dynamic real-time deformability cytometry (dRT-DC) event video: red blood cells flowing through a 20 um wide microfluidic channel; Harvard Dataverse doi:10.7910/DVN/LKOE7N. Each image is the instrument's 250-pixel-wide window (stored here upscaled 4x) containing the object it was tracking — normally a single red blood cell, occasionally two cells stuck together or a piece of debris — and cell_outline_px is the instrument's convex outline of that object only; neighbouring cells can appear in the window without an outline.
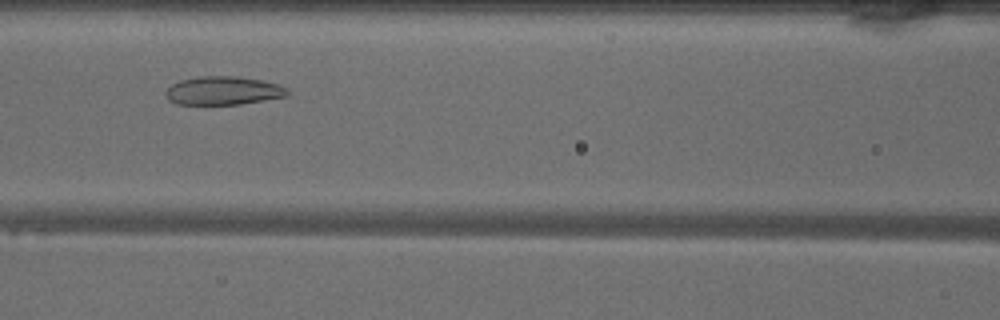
{"species": "common noctule bat (a hibernating species)", "species_latin": "Nyctalus noctula", "temperature_condition": "warm", "stored_images_in_passage": 33, "camera_frame_rate_fps": 3000, "um_per_image_px": 0.085, "animal": {"sex": "male", "body_mass_g": 18.8}, "frame": {"image": 1, "passage_image": 15, "time_ms": 4.667, "image_size_px": [1000, 320], "cell_outline_px": [[288, 96], [240, 104], [176, 104], [168, 100], [164, 92], [172, 84], [180, 80], [200, 76], [240, 76], [260, 80], [276, 84], [288, 88]], "centroid_in_image_um": [18.95, 7.7], "position_along_channel_um": 147.6, "area_um2": 20.17}}
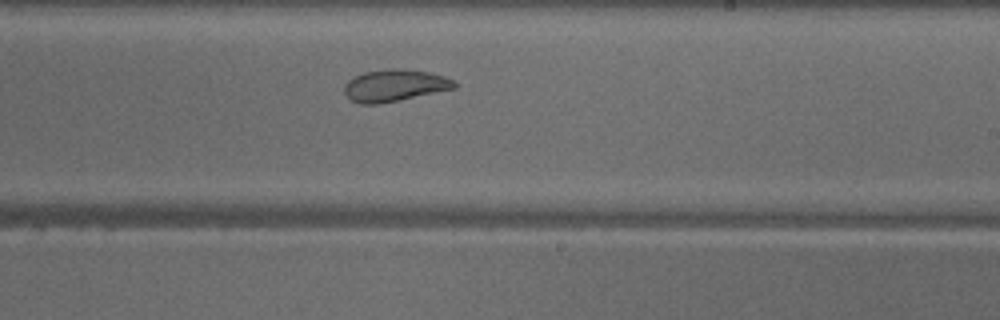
{"frame": {"image": 2, "passage_image": 23, "time_ms": 7.333, "image_size_px": [1000, 320], "cell_outline_px": [[456, 88], [376, 104], [360, 104], [352, 100], [344, 92], [344, 84], [348, 80], [364, 72], [392, 68], [404, 68], [428, 72], [444, 76], [452, 80], [456, 84]], "centroid_in_image_um": [33.52, 7.25], "position_along_channel_um": 255.5, "area_um2": 20.17}}
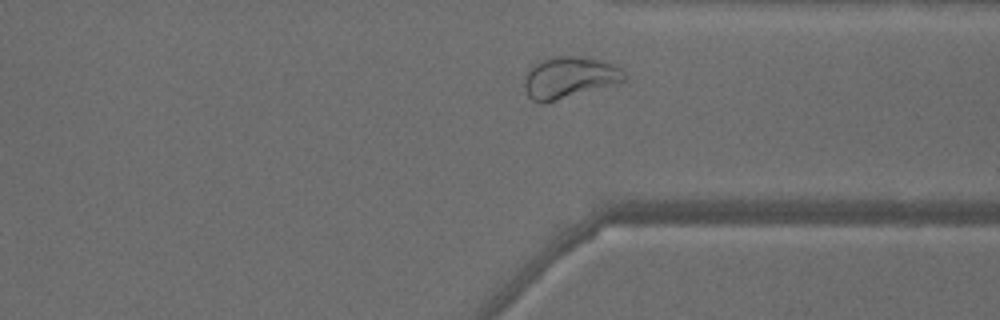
{"frame": {"image": 3, "passage_image": 31, "time_ms": 10.0, "image_size_px": [1000, 320], "cell_outline_px": [[628, 76], [624, 80], [544, 104], [540, 104], [532, 100], [528, 96], [524, 88], [524, 76], [528, 68], [532, 64], [556, 56], [572, 56], [600, 60], [612, 64], [620, 68]], "centroid_in_image_um": [48.31, 6.59], "position_along_channel_um": 363.1, "area_um2": 23.87}, "authors_computed_cell_mechanics": {"area_um2": 21.6172, "velocity_mm_per_s": 4.0535, "shape_relaxation_time_tau1_ms": null, "shape_relaxation_time_tau2_ms": 1.3361, "deformation_change_tau1": null, "deformation_change_tau2": 0.0682}}